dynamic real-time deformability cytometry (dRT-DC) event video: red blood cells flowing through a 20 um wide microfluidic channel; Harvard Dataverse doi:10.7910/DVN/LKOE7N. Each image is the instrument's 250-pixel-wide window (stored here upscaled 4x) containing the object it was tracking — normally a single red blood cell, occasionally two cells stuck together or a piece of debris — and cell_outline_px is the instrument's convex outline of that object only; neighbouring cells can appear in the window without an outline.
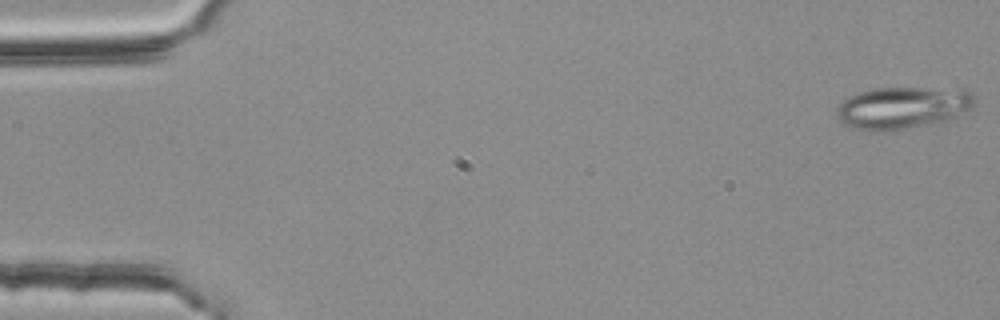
{"species": "common noctule bat (a hibernating species)", "species_latin": "Nyctalus noctula", "temperature_condition": "room temperature", "stored_images_in_passage": 54, "camera_frame_rate_fps": 3000, "um_per_image_px": 0.085, "animal": {"sex": "female", "body_mass_g": 25.1}, "frame": {"image": 1, "passage_image": 1, "time_ms": 0.0, "image_size_px": [1000, 320], "cell_outline_px": [[976, 104], [948, 120], [928, 124], [904, 128], [856, 128], [844, 124], [836, 116], [836, 108], [844, 100], [860, 92], [876, 88], [920, 88], [972, 92], [976, 96]], "centroid_in_image_um": [76.73, 9.12], "position_along_channel_um": 8.3, "area_um2": 32.37}}
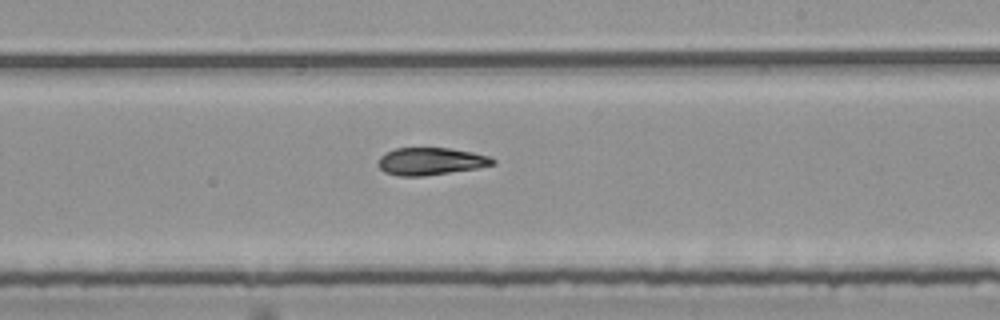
{"frame": {"image": 2, "passage_image": 32, "time_ms": 10.333, "image_size_px": [1000, 320], "cell_outline_px": [[496, 164], [476, 168], [424, 176], [400, 176], [384, 172], [376, 164], [380, 156], [384, 152], [396, 148], [448, 148], [472, 152], [488, 156], [496, 160]], "centroid_in_image_um": [36.57, 13.71], "position_along_channel_um": 252.4, "area_um2": 18.32}}
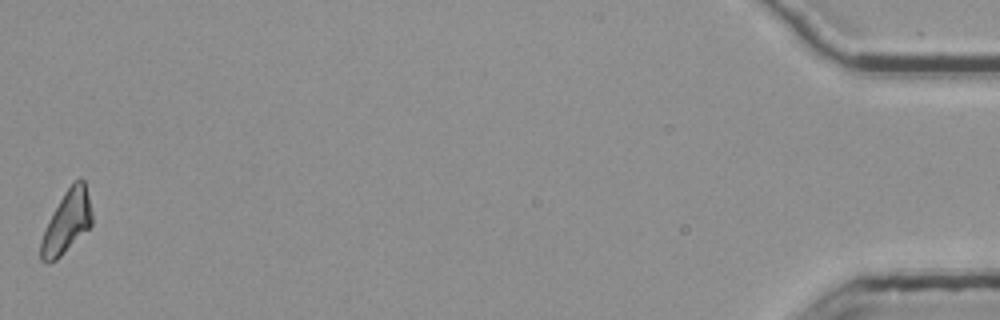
{"frame": {"image": 3, "passage_image": 54, "time_ms": 17.667, "image_size_px": [1000, 320], "cell_outline_px": [[92, 224], [56, 260], [48, 264], [44, 264], [40, 260], [40, 240], [44, 228], [48, 220], [64, 192], [80, 176], [84, 180], [88, 196], [92, 216]], "centroid_in_image_um": [5.63, 18.9], "position_along_channel_um": 429.6, "area_um2": 18.44}, "authors_computed_cell_mechanics": {"area_um2": 19.0162, "velocity_mm_per_s": 3.7881, "shape_relaxation_time_tau1_ms": 8.9509, "shape_relaxation_time_tau2_ms": 7.5059, "deformation_change_tau1": 0.2215, "deformation_change_tau2": 0.1478}}